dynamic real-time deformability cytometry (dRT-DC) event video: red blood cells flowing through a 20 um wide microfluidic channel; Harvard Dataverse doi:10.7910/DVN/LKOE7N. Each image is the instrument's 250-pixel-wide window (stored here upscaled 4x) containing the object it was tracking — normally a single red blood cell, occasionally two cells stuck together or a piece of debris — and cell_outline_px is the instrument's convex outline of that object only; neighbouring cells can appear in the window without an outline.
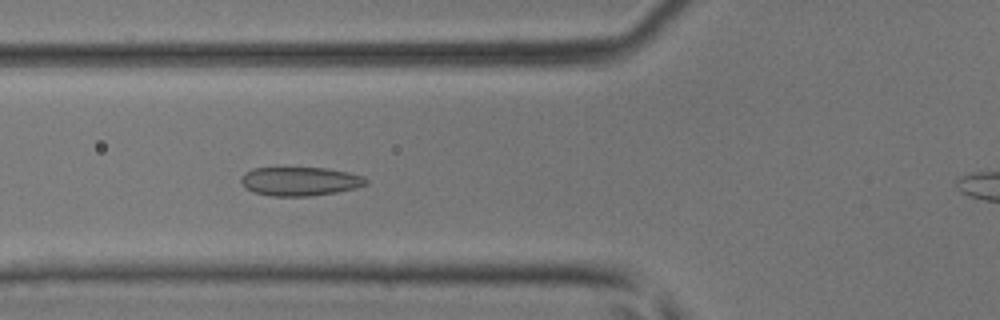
{"species": "common noctule bat (a hibernating species)", "species_latin": "Nyctalus noctula", "temperature_condition": "room temperature", "stored_images_in_passage": 42, "camera_frame_rate_fps": 3000, "um_per_image_px": 0.085, "animal": {"sex": "male", "body_mass_g": 17.9, "forearm_length_mm": 54.2}, "frame": {"image": 1, "passage_image": 17, "time_ms": 5.333, "image_size_px": [1000, 320], "cell_outline_px": [[368, 184], [356, 188], [336, 192], [308, 196], [272, 196], [252, 192], [244, 188], [240, 180], [240, 176], [244, 172], [252, 168], [324, 168], [348, 172], [364, 176], [368, 180]], "centroid_in_image_um": [25.47, 15.41], "position_along_channel_um": 100.3, "area_um2": 21.15}}
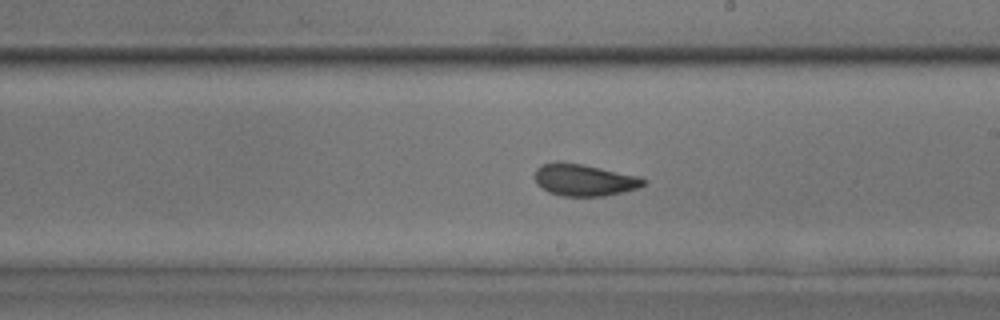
{"frame": {"image": 2, "passage_image": 27, "time_ms": 8.667, "image_size_px": [1000, 320], "cell_outline_px": [[648, 180], [640, 188], [624, 192], [604, 196], [564, 196], [548, 192], [536, 184], [536, 168], [540, 164], [556, 160], [580, 164], [640, 176]], "centroid_in_image_um": [49.66, 15.29], "position_along_channel_um": 239.3, "area_um2": 20.4}}
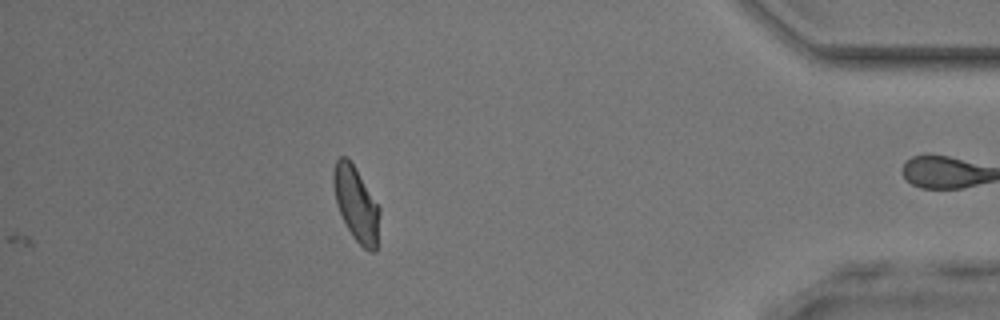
{"frame": {"image": 3, "passage_image": 42, "time_ms": 13.667, "image_size_px": [1000, 320], "cell_outline_px": [[380, 212], [376, 252], [372, 252], [364, 248], [352, 236], [336, 204], [332, 184], [332, 172], [336, 160], [340, 156], [344, 156], [356, 168], [380, 208]], "centroid_in_image_um": [30.26, 17.33], "position_along_channel_um": 404.9, "area_um2": 19.94}, "authors_computed_cell_mechanics": {"area_um2": 20.4323, "velocity_mm_per_s": 4.1878, "shape_relaxation_time_tau1_ms": 2.9902, "shape_relaxation_time_tau2_ms": 0.4143, "deformation_change_tau1": 0.0997, "deformation_change_tau2": 0.0422}}